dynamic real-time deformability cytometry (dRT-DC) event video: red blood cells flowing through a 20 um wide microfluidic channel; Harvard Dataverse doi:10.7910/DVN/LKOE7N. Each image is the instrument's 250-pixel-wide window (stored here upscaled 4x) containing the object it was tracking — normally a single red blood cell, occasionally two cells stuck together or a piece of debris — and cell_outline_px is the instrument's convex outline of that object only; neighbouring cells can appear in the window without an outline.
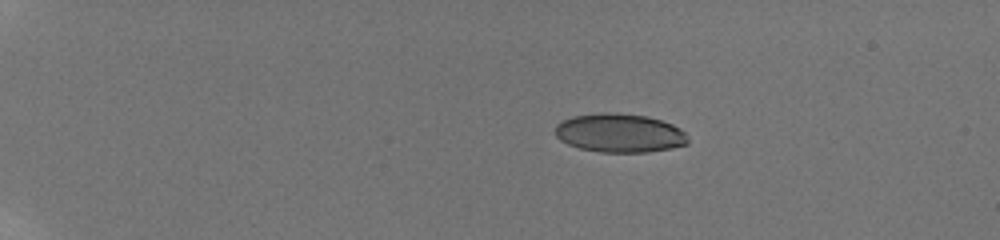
{"species": "human", "species_latin": "Homo sapiens", "temperature_condition": "room temperature", "stored_images_in_passage": 46, "camera_frame_rate_fps": 3000, "um_per_image_px": 0.085, "donor": {"sex": "male"}, "frame": {"image": 1, "passage_image": 1, "time_ms": 0.0, "image_size_px": [1000, 240], "cell_outline_px": [[688, 144], [668, 148], [644, 152], [600, 152], [580, 148], [568, 144], [560, 140], [556, 136], [556, 124], [572, 116], [604, 112], [616, 112], [648, 116], [672, 124], [680, 128], [688, 136]], "centroid_in_image_um": [52.66, 11.29], "position_along_channel_um": 32.3, "area_um2": 29.94}}
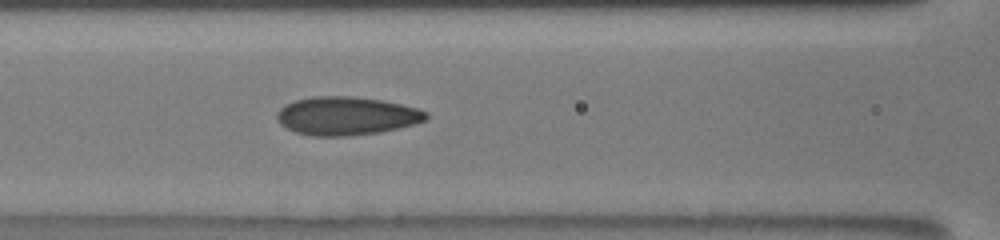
{"frame": {"image": 2, "passage_image": 18, "time_ms": 5.667, "image_size_px": [1000, 240], "cell_outline_px": [[428, 120], [380, 132], [348, 136], [312, 136], [296, 132], [280, 124], [276, 116], [280, 108], [296, 100], [312, 96], [348, 96], [380, 100], [400, 104], [416, 108], [428, 112]], "centroid_in_image_um": [29.45, 9.85], "position_along_channel_um": 137.2, "area_um2": 33.06}}
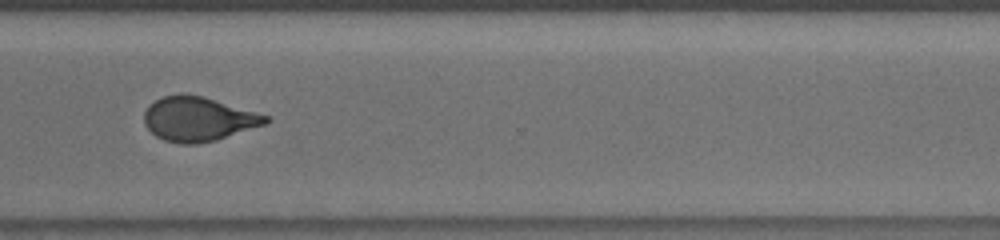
{"frame": {"image": 3, "passage_image": 35, "time_ms": 11.333, "image_size_px": [1000, 240], "cell_outline_px": [[272, 120], [268, 124], [216, 140], [196, 144], [180, 144], [164, 140], [156, 136], [144, 124], [144, 112], [148, 104], [164, 96], [204, 96], [268, 116]], "centroid_in_image_um": [16.88, 10.15], "position_along_channel_um": 353.7, "area_um2": 31.1}, "authors_computed_cell_mechanics": {"area_um2": 31.0964, "velocity_mm_per_s": 3.8278, "shape_relaxation_time_tau1_ms": 10.9976, "shape_relaxation_time_tau2_ms": 1.1283, "deformation_change_tau1": 0.2576, "deformation_change_tau2": 0.0646}}